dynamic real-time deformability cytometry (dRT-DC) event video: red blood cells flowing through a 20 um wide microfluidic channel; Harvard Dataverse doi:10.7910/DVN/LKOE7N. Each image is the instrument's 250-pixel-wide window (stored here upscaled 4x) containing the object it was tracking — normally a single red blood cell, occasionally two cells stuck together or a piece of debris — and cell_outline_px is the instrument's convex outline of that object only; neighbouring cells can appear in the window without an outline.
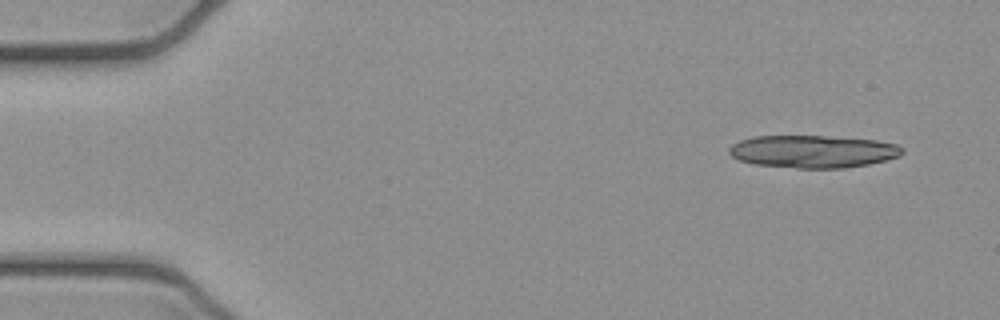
{"species": "common noctule bat (a hibernating species)", "species_latin": "Nyctalus noctula", "temperature_condition": "cold", "stored_images_in_passage": 4, "camera_frame_rate_fps": 3000, "um_per_image_px": 0.085, "animal": {"sex": "female", "body_mass_g": 21.9}, "frame": {"image": 1, "passage_image": 1, "time_ms": 0.0, "image_size_px": [1000, 320], "cell_outline_px": [[904, 152], [900, 156], [868, 164], [844, 168], [796, 168], [752, 164], [740, 160], [732, 156], [728, 152], [728, 148], [732, 144], [740, 140], [752, 136], [824, 136], [876, 140], [896, 144], [904, 148]], "centroid_in_image_um": [69.08, 12.87], "position_along_channel_um": 15.9, "area_um2": 32.95}}